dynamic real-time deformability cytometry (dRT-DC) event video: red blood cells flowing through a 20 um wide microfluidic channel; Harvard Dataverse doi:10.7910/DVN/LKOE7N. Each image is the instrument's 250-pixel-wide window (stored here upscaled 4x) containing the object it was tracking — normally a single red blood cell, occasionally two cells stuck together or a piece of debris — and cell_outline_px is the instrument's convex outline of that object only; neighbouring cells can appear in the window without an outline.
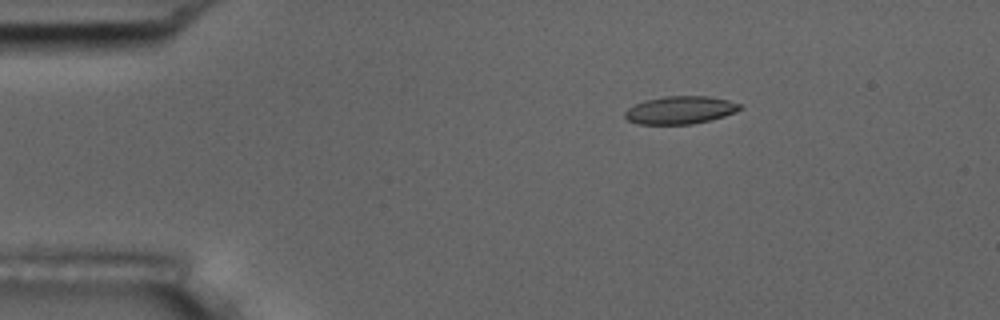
{"species": "common noctule bat (a hibernating species)", "species_latin": "Nyctalus noctula", "temperature_condition": "room temperature", "stored_images_in_passage": 6, "camera_frame_rate_fps": 3000, "um_per_image_px": 0.085, "animal": {"sex": "male", "body_mass_g": 17.5, "forearm_length_mm": 52.3}, "frame": {"image": 1, "passage_image": 3, "time_ms": 2.333, "image_size_px": [1000, 320], "cell_outline_px": [[744, 108], [736, 112], [724, 116], [692, 124], [640, 124], [628, 120], [624, 116], [624, 112], [628, 108], [644, 100], [668, 96], [708, 96], [728, 100], [744, 104]], "centroid_in_image_um": [57.86, 9.35], "position_along_channel_um": 27.1, "area_um2": 18.67}}